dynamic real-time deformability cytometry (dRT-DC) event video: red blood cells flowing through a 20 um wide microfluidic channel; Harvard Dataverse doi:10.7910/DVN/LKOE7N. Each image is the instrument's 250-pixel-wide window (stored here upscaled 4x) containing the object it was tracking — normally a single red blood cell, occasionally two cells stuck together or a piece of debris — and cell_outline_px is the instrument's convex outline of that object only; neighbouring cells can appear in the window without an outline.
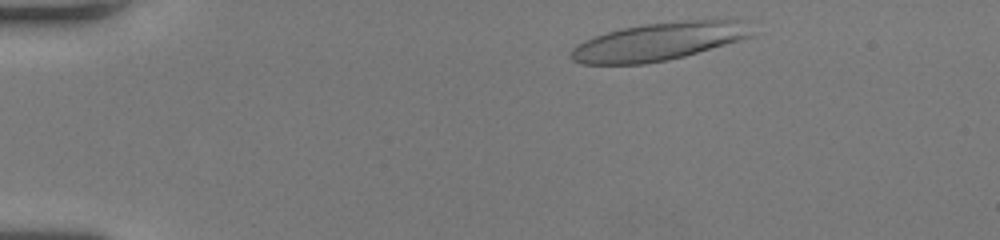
{"species": "human", "species_latin": "Homo sapiens", "temperature_condition": "room temperature", "stored_images_in_passage": 44, "camera_frame_rate_fps": 3000, "um_per_image_px": 0.085, "donor": {"sex": "female"}, "frame": {"image": 1, "passage_image": 2, "time_ms": 0.333, "image_size_px": [1000, 240], "cell_outline_px": [[752, 36], [740, 40], [684, 56], [668, 60], [644, 64], [580, 64], [572, 60], [568, 56], [572, 48], [576, 44], [584, 40], [608, 32], [624, 28], [644, 24], [680, 20], [748, 20]], "centroid_in_image_um": [55.97, 3.53], "position_along_channel_um": 29.0, "area_um2": 39.94}}
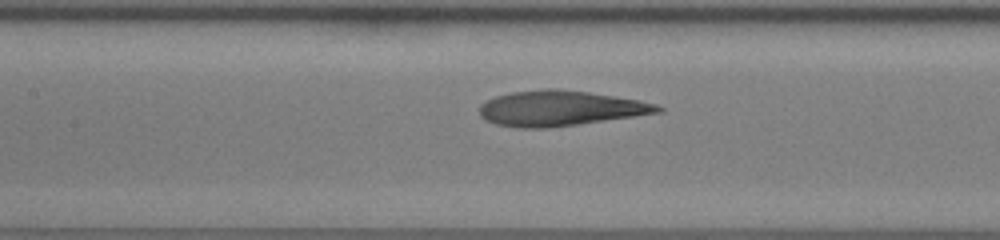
{"frame": {"image": 2, "passage_image": 18, "time_ms": 5.667, "image_size_px": [1000, 240], "cell_outline_px": [[664, 112], [548, 128], [516, 128], [496, 124], [484, 120], [480, 116], [480, 104], [496, 96], [512, 92], [544, 88], [556, 88], [588, 92], [640, 100], [656, 104], [664, 108]], "centroid_in_image_um": [47.61, 9.2], "position_along_channel_um": 159.8, "area_um2": 36.7}}
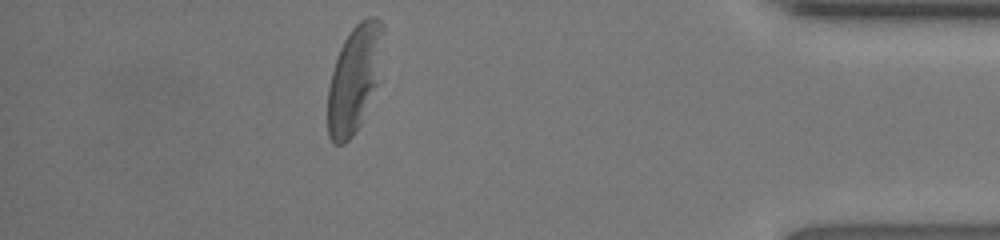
{"frame": {"image": 3, "passage_image": 39, "time_ms": 12.667, "image_size_px": [1000, 240], "cell_outline_px": [[384, 24], [376, 84], [360, 124], [352, 136], [344, 144], [336, 144], [328, 136], [328, 88], [332, 72], [340, 48], [344, 40], [352, 28], [360, 20], [368, 16], [376, 16]], "centroid_in_image_um": [30.09, 6.67], "position_along_channel_um": 405.1, "area_um2": 33.64}, "authors_computed_cell_mechanics": {"area_um2": 36.4718, "velocity_mm_per_s": 4.0564, "shape_relaxation_time_tau1_ms": 6.1453, "shape_relaxation_time_tau2_ms": 1.4831, "deformation_change_tau1": 0.2591, "deformation_change_tau2": 0.1108}}